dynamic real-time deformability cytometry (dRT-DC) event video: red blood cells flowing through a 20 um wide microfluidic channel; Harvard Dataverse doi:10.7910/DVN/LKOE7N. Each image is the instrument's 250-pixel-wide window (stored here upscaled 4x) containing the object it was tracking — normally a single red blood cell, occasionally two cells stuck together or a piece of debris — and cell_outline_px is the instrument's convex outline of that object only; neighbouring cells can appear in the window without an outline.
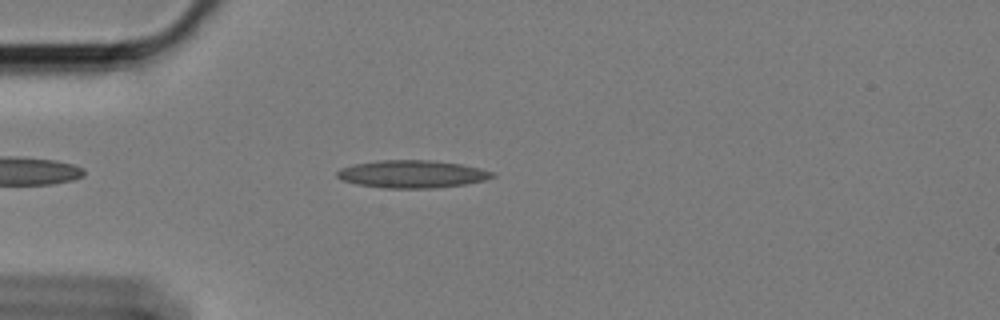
{"species": "Egyptian fruit bat (a non-hibernating species)", "species_latin": "Rousettus aegyptiacus", "temperature_condition": "cold", "stored_images_in_passage": 49, "camera_frame_rate_fps": 3000, "um_per_image_px": 0.085, "animal": {"sex": "female"}, "frame": {"image": 1, "passage_image": 6, "time_ms": 1.667, "image_size_px": [1000, 320], "cell_outline_px": [[496, 176], [484, 180], [464, 184], [432, 188], [384, 188], [356, 184], [340, 180], [336, 176], [336, 172], [340, 168], [352, 164], [380, 160], [432, 160], [460, 164], [480, 168], [496, 172]], "centroid_in_image_um": [35.0, 14.79], "position_along_channel_um": 50.0, "area_um2": 25.14}}
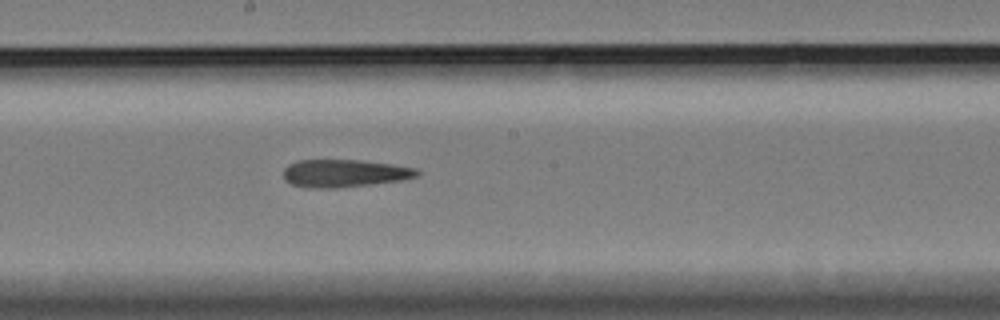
{"frame": {"image": 2, "passage_image": 22, "time_ms": 7.0, "image_size_px": [1000, 320], "cell_outline_px": [[420, 172], [416, 176], [400, 180], [336, 188], [308, 188], [292, 184], [284, 180], [284, 168], [288, 164], [296, 160], [360, 160], [392, 164], [416, 168]], "centroid_in_image_um": [29.22, 14.72], "position_along_channel_um": 219.0, "area_um2": 21.44}}
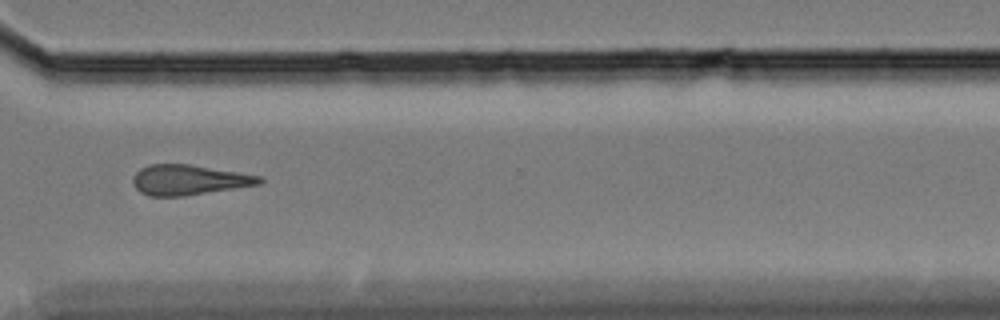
{"frame": {"image": 3, "passage_image": 34, "time_ms": 11.0, "image_size_px": [1000, 320], "cell_outline_px": [[264, 180], [260, 184], [184, 196], [148, 196], [140, 192], [136, 188], [132, 180], [132, 176], [140, 168], [148, 164], [188, 164], [260, 176]], "centroid_in_image_um": [16.0, 15.29], "position_along_channel_um": 354.6, "area_um2": 22.08}}